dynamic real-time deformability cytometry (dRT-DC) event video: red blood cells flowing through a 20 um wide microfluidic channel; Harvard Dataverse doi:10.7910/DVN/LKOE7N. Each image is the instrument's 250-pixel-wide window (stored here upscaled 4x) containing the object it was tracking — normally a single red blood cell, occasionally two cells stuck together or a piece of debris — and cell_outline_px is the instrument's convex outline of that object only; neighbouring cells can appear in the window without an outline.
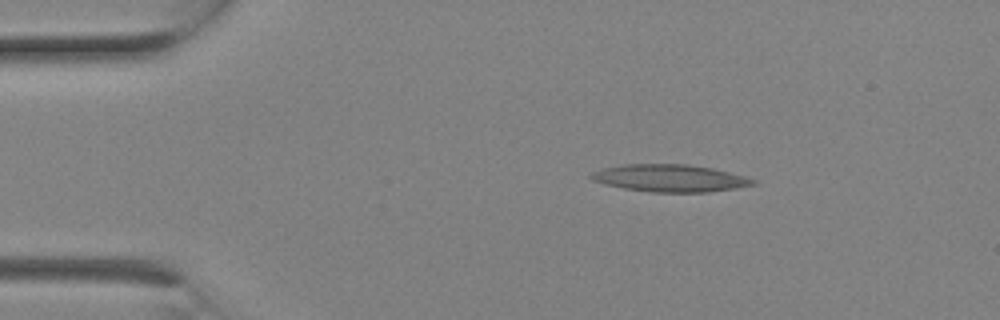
{"species": "Egyptian fruit bat (a non-hibernating species)", "species_latin": "Rousettus aegyptiacus", "temperature_condition": "room temperature", "stored_images_in_passage": 3, "camera_frame_rate_fps": 3000, "um_per_image_px": 0.085, "animal": {"sex": "female"}, "frame": {"image": 1, "passage_image": 3, "time_ms": 0.667, "image_size_px": [1000, 320], "cell_outline_px": [[756, 184], [736, 188], [708, 192], [652, 192], [624, 188], [604, 184], [592, 180], [588, 176], [592, 172], [604, 168], [624, 164], [688, 164], [712, 168], [744, 176], [756, 180]], "centroid_in_image_um": [56.93, 15.14], "position_along_channel_um": 28.1, "area_um2": 25.66}}